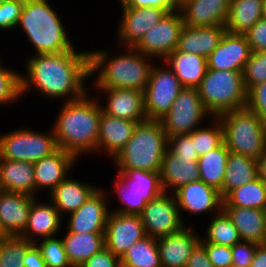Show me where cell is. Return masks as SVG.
I'll return each instance as SVG.
<instances>
[{"mask_svg": "<svg viewBox=\"0 0 266 267\" xmlns=\"http://www.w3.org/2000/svg\"><path fill=\"white\" fill-rule=\"evenodd\" d=\"M263 0H230L226 31L244 35L262 18Z\"/></svg>", "mask_w": 266, "mask_h": 267, "instance_id": "34", "label": "cell"}, {"mask_svg": "<svg viewBox=\"0 0 266 267\" xmlns=\"http://www.w3.org/2000/svg\"><path fill=\"white\" fill-rule=\"evenodd\" d=\"M53 130L47 134L28 128L13 129L0 136V159L36 162L58 150Z\"/></svg>", "mask_w": 266, "mask_h": 267, "instance_id": "9", "label": "cell"}, {"mask_svg": "<svg viewBox=\"0 0 266 267\" xmlns=\"http://www.w3.org/2000/svg\"><path fill=\"white\" fill-rule=\"evenodd\" d=\"M146 237L140 215L110 212L104 232L105 248L120 259L128 248Z\"/></svg>", "mask_w": 266, "mask_h": 267, "instance_id": "14", "label": "cell"}, {"mask_svg": "<svg viewBox=\"0 0 266 267\" xmlns=\"http://www.w3.org/2000/svg\"><path fill=\"white\" fill-rule=\"evenodd\" d=\"M62 242L73 267H79L92 255L105 248L104 233H74L66 230Z\"/></svg>", "mask_w": 266, "mask_h": 267, "instance_id": "33", "label": "cell"}, {"mask_svg": "<svg viewBox=\"0 0 266 267\" xmlns=\"http://www.w3.org/2000/svg\"><path fill=\"white\" fill-rule=\"evenodd\" d=\"M251 49L245 35L225 32L218 46L207 57V69L241 71Z\"/></svg>", "mask_w": 266, "mask_h": 267, "instance_id": "17", "label": "cell"}, {"mask_svg": "<svg viewBox=\"0 0 266 267\" xmlns=\"http://www.w3.org/2000/svg\"><path fill=\"white\" fill-rule=\"evenodd\" d=\"M106 96L102 112L109 116L141 123L146 121L144 92L126 88H95Z\"/></svg>", "mask_w": 266, "mask_h": 267, "instance_id": "18", "label": "cell"}, {"mask_svg": "<svg viewBox=\"0 0 266 267\" xmlns=\"http://www.w3.org/2000/svg\"><path fill=\"white\" fill-rule=\"evenodd\" d=\"M173 195L180 214L188 212L197 215L211 211L219 213L222 210L223 199L219 191L201 180L181 186Z\"/></svg>", "mask_w": 266, "mask_h": 267, "instance_id": "19", "label": "cell"}, {"mask_svg": "<svg viewBox=\"0 0 266 267\" xmlns=\"http://www.w3.org/2000/svg\"><path fill=\"white\" fill-rule=\"evenodd\" d=\"M110 192L97 188L78 210L68 215L67 230L74 233H104L109 216Z\"/></svg>", "mask_w": 266, "mask_h": 267, "instance_id": "16", "label": "cell"}, {"mask_svg": "<svg viewBox=\"0 0 266 267\" xmlns=\"http://www.w3.org/2000/svg\"><path fill=\"white\" fill-rule=\"evenodd\" d=\"M263 212H264L265 229H266V206L264 207Z\"/></svg>", "mask_w": 266, "mask_h": 267, "instance_id": "58", "label": "cell"}, {"mask_svg": "<svg viewBox=\"0 0 266 267\" xmlns=\"http://www.w3.org/2000/svg\"><path fill=\"white\" fill-rule=\"evenodd\" d=\"M137 124L138 122L112 117L101 112L95 152H106L114 159L131 139Z\"/></svg>", "mask_w": 266, "mask_h": 267, "instance_id": "23", "label": "cell"}, {"mask_svg": "<svg viewBox=\"0 0 266 267\" xmlns=\"http://www.w3.org/2000/svg\"><path fill=\"white\" fill-rule=\"evenodd\" d=\"M125 49L126 53L122 52L117 56H110V51L103 49L90 52V74L91 76L97 75L94 87L144 91L154 65L151 62L154 59L142 54L134 47Z\"/></svg>", "mask_w": 266, "mask_h": 267, "instance_id": "3", "label": "cell"}, {"mask_svg": "<svg viewBox=\"0 0 266 267\" xmlns=\"http://www.w3.org/2000/svg\"><path fill=\"white\" fill-rule=\"evenodd\" d=\"M200 243L204 246L208 259L214 267H232L230 246L216 245L210 242Z\"/></svg>", "mask_w": 266, "mask_h": 267, "instance_id": "47", "label": "cell"}, {"mask_svg": "<svg viewBox=\"0 0 266 267\" xmlns=\"http://www.w3.org/2000/svg\"><path fill=\"white\" fill-rule=\"evenodd\" d=\"M89 95L88 92L80 99L65 101L51 126L58 148L77 159L96 151L102 109L99 100Z\"/></svg>", "mask_w": 266, "mask_h": 267, "instance_id": "2", "label": "cell"}, {"mask_svg": "<svg viewBox=\"0 0 266 267\" xmlns=\"http://www.w3.org/2000/svg\"><path fill=\"white\" fill-rule=\"evenodd\" d=\"M79 267H121V260L107 248H103L99 253L84 261Z\"/></svg>", "mask_w": 266, "mask_h": 267, "instance_id": "50", "label": "cell"}, {"mask_svg": "<svg viewBox=\"0 0 266 267\" xmlns=\"http://www.w3.org/2000/svg\"><path fill=\"white\" fill-rule=\"evenodd\" d=\"M225 32L224 25L190 27L184 24L176 49L207 58L218 46Z\"/></svg>", "mask_w": 266, "mask_h": 267, "instance_id": "27", "label": "cell"}, {"mask_svg": "<svg viewBox=\"0 0 266 267\" xmlns=\"http://www.w3.org/2000/svg\"><path fill=\"white\" fill-rule=\"evenodd\" d=\"M183 25L180 10L169 12L145 33L134 48L146 56L164 60L177 48Z\"/></svg>", "mask_w": 266, "mask_h": 267, "instance_id": "13", "label": "cell"}, {"mask_svg": "<svg viewBox=\"0 0 266 267\" xmlns=\"http://www.w3.org/2000/svg\"><path fill=\"white\" fill-rule=\"evenodd\" d=\"M33 244L20 236L0 239V267H24L22 260Z\"/></svg>", "mask_w": 266, "mask_h": 267, "instance_id": "39", "label": "cell"}, {"mask_svg": "<svg viewBox=\"0 0 266 267\" xmlns=\"http://www.w3.org/2000/svg\"><path fill=\"white\" fill-rule=\"evenodd\" d=\"M24 267H46L45 261L41 255L40 250L33 244L27 251L23 258Z\"/></svg>", "mask_w": 266, "mask_h": 267, "instance_id": "53", "label": "cell"}, {"mask_svg": "<svg viewBox=\"0 0 266 267\" xmlns=\"http://www.w3.org/2000/svg\"><path fill=\"white\" fill-rule=\"evenodd\" d=\"M24 6V0H10L0 4V29L12 30L17 28Z\"/></svg>", "mask_w": 266, "mask_h": 267, "instance_id": "44", "label": "cell"}, {"mask_svg": "<svg viewBox=\"0 0 266 267\" xmlns=\"http://www.w3.org/2000/svg\"><path fill=\"white\" fill-rule=\"evenodd\" d=\"M17 27L23 30L36 55L62 53L74 48L60 15L48 0H24Z\"/></svg>", "mask_w": 266, "mask_h": 267, "instance_id": "4", "label": "cell"}, {"mask_svg": "<svg viewBox=\"0 0 266 267\" xmlns=\"http://www.w3.org/2000/svg\"><path fill=\"white\" fill-rule=\"evenodd\" d=\"M96 189L94 185L67 176L48 196L63 218V213L71 214L78 210Z\"/></svg>", "mask_w": 266, "mask_h": 267, "instance_id": "31", "label": "cell"}, {"mask_svg": "<svg viewBox=\"0 0 266 267\" xmlns=\"http://www.w3.org/2000/svg\"><path fill=\"white\" fill-rule=\"evenodd\" d=\"M258 178L257 160L229 152L226 173L219 193L224 199L232 190Z\"/></svg>", "mask_w": 266, "mask_h": 267, "instance_id": "32", "label": "cell"}, {"mask_svg": "<svg viewBox=\"0 0 266 267\" xmlns=\"http://www.w3.org/2000/svg\"><path fill=\"white\" fill-rule=\"evenodd\" d=\"M0 191H2V186H1V178H0Z\"/></svg>", "mask_w": 266, "mask_h": 267, "instance_id": "61", "label": "cell"}, {"mask_svg": "<svg viewBox=\"0 0 266 267\" xmlns=\"http://www.w3.org/2000/svg\"><path fill=\"white\" fill-rule=\"evenodd\" d=\"M183 87L198 88L207 70V58L175 49L164 60Z\"/></svg>", "mask_w": 266, "mask_h": 267, "instance_id": "30", "label": "cell"}, {"mask_svg": "<svg viewBox=\"0 0 266 267\" xmlns=\"http://www.w3.org/2000/svg\"><path fill=\"white\" fill-rule=\"evenodd\" d=\"M122 7V17L118 24L117 38L120 44L125 47H135L143 38L145 33L168 13L160 7L135 8L128 7L120 1Z\"/></svg>", "mask_w": 266, "mask_h": 267, "instance_id": "15", "label": "cell"}, {"mask_svg": "<svg viewBox=\"0 0 266 267\" xmlns=\"http://www.w3.org/2000/svg\"><path fill=\"white\" fill-rule=\"evenodd\" d=\"M77 158L63 149L33 163L36 192L47 189L52 192L71 172ZM70 171V172H69Z\"/></svg>", "mask_w": 266, "mask_h": 267, "instance_id": "22", "label": "cell"}, {"mask_svg": "<svg viewBox=\"0 0 266 267\" xmlns=\"http://www.w3.org/2000/svg\"><path fill=\"white\" fill-rule=\"evenodd\" d=\"M168 137L159 120L137 124L131 139L112 160L116 169L161 171Z\"/></svg>", "mask_w": 266, "mask_h": 267, "instance_id": "5", "label": "cell"}, {"mask_svg": "<svg viewBox=\"0 0 266 267\" xmlns=\"http://www.w3.org/2000/svg\"><path fill=\"white\" fill-rule=\"evenodd\" d=\"M190 0H171L173 6L179 10L180 8H182L187 2H189Z\"/></svg>", "mask_w": 266, "mask_h": 267, "instance_id": "56", "label": "cell"}, {"mask_svg": "<svg viewBox=\"0 0 266 267\" xmlns=\"http://www.w3.org/2000/svg\"><path fill=\"white\" fill-rule=\"evenodd\" d=\"M249 42L251 52L266 51V20L259 19L247 32L244 34Z\"/></svg>", "mask_w": 266, "mask_h": 267, "instance_id": "49", "label": "cell"}, {"mask_svg": "<svg viewBox=\"0 0 266 267\" xmlns=\"http://www.w3.org/2000/svg\"><path fill=\"white\" fill-rule=\"evenodd\" d=\"M250 267H266V244L256 248Z\"/></svg>", "mask_w": 266, "mask_h": 267, "instance_id": "54", "label": "cell"}, {"mask_svg": "<svg viewBox=\"0 0 266 267\" xmlns=\"http://www.w3.org/2000/svg\"><path fill=\"white\" fill-rule=\"evenodd\" d=\"M35 198L23 193L0 191V228L4 236L23 234Z\"/></svg>", "mask_w": 266, "mask_h": 267, "instance_id": "20", "label": "cell"}, {"mask_svg": "<svg viewBox=\"0 0 266 267\" xmlns=\"http://www.w3.org/2000/svg\"><path fill=\"white\" fill-rule=\"evenodd\" d=\"M230 152L258 159L266 151V122L247 107L218 116Z\"/></svg>", "mask_w": 266, "mask_h": 267, "instance_id": "6", "label": "cell"}, {"mask_svg": "<svg viewBox=\"0 0 266 267\" xmlns=\"http://www.w3.org/2000/svg\"><path fill=\"white\" fill-rule=\"evenodd\" d=\"M157 65H153L143 91L147 120H160L172 108L183 88L178 77L165 63L164 66Z\"/></svg>", "mask_w": 266, "mask_h": 267, "instance_id": "11", "label": "cell"}, {"mask_svg": "<svg viewBox=\"0 0 266 267\" xmlns=\"http://www.w3.org/2000/svg\"><path fill=\"white\" fill-rule=\"evenodd\" d=\"M0 178L3 191L36 197L33 162L0 159Z\"/></svg>", "mask_w": 266, "mask_h": 267, "instance_id": "29", "label": "cell"}, {"mask_svg": "<svg viewBox=\"0 0 266 267\" xmlns=\"http://www.w3.org/2000/svg\"><path fill=\"white\" fill-rule=\"evenodd\" d=\"M207 116L212 117L202 103L198 88L183 87L172 108L159 121L170 137L192 133Z\"/></svg>", "mask_w": 266, "mask_h": 267, "instance_id": "10", "label": "cell"}, {"mask_svg": "<svg viewBox=\"0 0 266 267\" xmlns=\"http://www.w3.org/2000/svg\"><path fill=\"white\" fill-rule=\"evenodd\" d=\"M172 153L185 158H199L194 147V131L168 137V147Z\"/></svg>", "mask_w": 266, "mask_h": 267, "instance_id": "45", "label": "cell"}, {"mask_svg": "<svg viewBox=\"0 0 266 267\" xmlns=\"http://www.w3.org/2000/svg\"><path fill=\"white\" fill-rule=\"evenodd\" d=\"M163 192L160 196L147 202L140 214L146 236L160 238L178 232L186 226L180 214L175 196Z\"/></svg>", "mask_w": 266, "mask_h": 267, "instance_id": "12", "label": "cell"}, {"mask_svg": "<svg viewBox=\"0 0 266 267\" xmlns=\"http://www.w3.org/2000/svg\"><path fill=\"white\" fill-rule=\"evenodd\" d=\"M222 210L237 228L242 241L253 242L258 245L266 244L263 210L235 206H222Z\"/></svg>", "mask_w": 266, "mask_h": 267, "instance_id": "28", "label": "cell"}, {"mask_svg": "<svg viewBox=\"0 0 266 267\" xmlns=\"http://www.w3.org/2000/svg\"><path fill=\"white\" fill-rule=\"evenodd\" d=\"M198 91L212 117L246 107L247 91L241 71L207 69Z\"/></svg>", "mask_w": 266, "mask_h": 267, "instance_id": "7", "label": "cell"}, {"mask_svg": "<svg viewBox=\"0 0 266 267\" xmlns=\"http://www.w3.org/2000/svg\"><path fill=\"white\" fill-rule=\"evenodd\" d=\"M24 69L27 74H21V95L35 88L48 99L74 101L88 92L85 81L91 77L90 51L79 52L74 47L62 53L29 56Z\"/></svg>", "mask_w": 266, "mask_h": 267, "instance_id": "1", "label": "cell"}, {"mask_svg": "<svg viewBox=\"0 0 266 267\" xmlns=\"http://www.w3.org/2000/svg\"><path fill=\"white\" fill-rule=\"evenodd\" d=\"M209 127H199L194 130V147L198 157L219 147L223 142V127L219 117H211Z\"/></svg>", "mask_w": 266, "mask_h": 267, "instance_id": "40", "label": "cell"}, {"mask_svg": "<svg viewBox=\"0 0 266 267\" xmlns=\"http://www.w3.org/2000/svg\"><path fill=\"white\" fill-rule=\"evenodd\" d=\"M213 213V218L208 223L209 226L205 231V239L201 238L200 242H210L230 247L241 242L240 234L228 215L223 210L216 215L215 212Z\"/></svg>", "mask_w": 266, "mask_h": 267, "instance_id": "38", "label": "cell"}, {"mask_svg": "<svg viewBox=\"0 0 266 267\" xmlns=\"http://www.w3.org/2000/svg\"><path fill=\"white\" fill-rule=\"evenodd\" d=\"M128 7L144 8V7H160L168 13L177 10L171 0H122Z\"/></svg>", "mask_w": 266, "mask_h": 267, "instance_id": "52", "label": "cell"}, {"mask_svg": "<svg viewBox=\"0 0 266 267\" xmlns=\"http://www.w3.org/2000/svg\"><path fill=\"white\" fill-rule=\"evenodd\" d=\"M40 240H42L40 244L38 242L34 244L40 250L46 267H73L68 260L62 238L55 236Z\"/></svg>", "mask_w": 266, "mask_h": 267, "instance_id": "41", "label": "cell"}, {"mask_svg": "<svg viewBox=\"0 0 266 267\" xmlns=\"http://www.w3.org/2000/svg\"><path fill=\"white\" fill-rule=\"evenodd\" d=\"M186 267H214L208 259L204 246L200 242L193 249Z\"/></svg>", "mask_w": 266, "mask_h": 267, "instance_id": "51", "label": "cell"}, {"mask_svg": "<svg viewBox=\"0 0 266 267\" xmlns=\"http://www.w3.org/2000/svg\"><path fill=\"white\" fill-rule=\"evenodd\" d=\"M120 260L121 267H162L157 238L146 236L137 241Z\"/></svg>", "mask_w": 266, "mask_h": 267, "instance_id": "37", "label": "cell"}, {"mask_svg": "<svg viewBox=\"0 0 266 267\" xmlns=\"http://www.w3.org/2000/svg\"><path fill=\"white\" fill-rule=\"evenodd\" d=\"M229 152L223 142L219 147L209 151L198 159L200 180L216 188L218 191L223 185Z\"/></svg>", "mask_w": 266, "mask_h": 267, "instance_id": "35", "label": "cell"}, {"mask_svg": "<svg viewBox=\"0 0 266 267\" xmlns=\"http://www.w3.org/2000/svg\"><path fill=\"white\" fill-rule=\"evenodd\" d=\"M61 226L62 217L53 203L51 201L41 203L36 197L32 201L27 225L20 237L35 243L39 237L41 239L55 237L60 232Z\"/></svg>", "mask_w": 266, "mask_h": 267, "instance_id": "25", "label": "cell"}, {"mask_svg": "<svg viewBox=\"0 0 266 267\" xmlns=\"http://www.w3.org/2000/svg\"><path fill=\"white\" fill-rule=\"evenodd\" d=\"M246 107L266 122V81L252 86L247 91Z\"/></svg>", "mask_w": 266, "mask_h": 267, "instance_id": "46", "label": "cell"}, {"mask_svg": "<svg viewBox=\"0 0 266 267\" xmlns=\"http://www.w3.org/2000/svg\"><path fill=\"white\" fill-rule=\"evenodd\" d=\"M3 237H5V236L3 235V232H2V230L0 228V239H2Z\"/></svg>", "mask_w": 266, "mask_h": 267, "instance_id": "59", "label": "cell"}, {"mask_svg": "<svg viewBox=\"0 0 266 267\" xmlns=\"http://www.w3.org/2000/svg\"><path fill=\"white\" fill-rule=\"evenodd\" d=\"M253 242L241 241L231 247L232 267H250L256 248Z\"/></svg>", "mask_w": 266, "mask_h": 267, "instance_id": "48", "label": "cell"}, {"mask_svg": "<svg viewBox=\"0 0 266 267\" xmlns=\"http://www.w3.org/2000/svg\"><path fill=\"white\" fill-rule=\"evenodd\" d=\"M258 177L266 183V151L257 159Z\"/></svg>", "mask_w": 266, "mask_h": 267, "instance_id": "55", "label": "cell"}, {"mask_svg": "<svg viewBox=\"0 0 266 267\" xmlns=\"http://www.w3.org/2000/svg\"><path fill=\"white\" fill-rule=\"evenodd\" d=\"M262 18L266 20V0H263L262 4Z\"/></svg>", "mask_w": 266, "mask_h": 267, "instance_id": "57", "label": "cell"}, {"mask_svg": "<svg viewBox=\"0 0 266 267\" xmlns=\"http://www.w3.org/2000/svg\"><path fill=\"white\" fill-rule=\"evenodd\" d=\"M192 229L186 225L178 232L157 238L162 267H186L193 249L201 240Z\"/></svg>", "mask_w": 266, "mask_h": 267, "instance_id": "21", "label": "cell"}, {"mask_svg": "<svg viewBox=\"0 0 266 267\" xmlns=\"http://www.w3.org/2000/svg\"><path fill=\"white\" fill-rule=\"evenodd\" d=\"M0 64V107L21 99V73ZM20 98V99H19Z\"/></svg>", "mask_w": 266, "mask_h": 267, "instance_id": "42", "label": "cell"}, {"mask_svg": "<svg viewBox=\"0 0 266 267\" xmlns=\"http://www.w3.org/2000/svg\"><path fill=\"white\" fill-rule=\"evenodd\" d=\"M6 1H10V0H0V4Z\"/></svg>", "mask_w": 266, "mask_h": 267, "instance_id": "60", "label": "cell"}, {"mask_svg": "<svg viewBox=\"0 0 266 267\" xmlns=\"http://www.w3.org/2000/svg\"><path fill=\"white\" fill-rule=\"evenodd\" d=\"M113 191L121 202L116 213L140 215L147 202L160 196L164 191L160 171L140 169H118ZM124 205V206H123Z\"/></svg>", "mask_w": 266, "mask_h": 267, "instance_id": "8", "label": "cell"}, {"mask_svg": "<svg viewBox=\"0 0 266 267\" xmlns=\"http://www.w3.org/2000/svg\"><path fill=\"white\" fill-rule=\"evenodd\" d=\"M243 83L246 91L252 86L266 81V51L251 52L243 68Z\"/></svg>", "mask_w": 266, "mask_h": 267, "instance_id": "43", "label": "cell"}, {"mask_svg": "<svg viewBox=\"0 0 266 267\" xmlns=\"http://www.w3.org/2000/svg\"><path fill=\"white\" fill-rule=\"evenodd\" d=\"M222 206L257 208L266 206V183L259 177L232 190L224 199Z\"/></svg>", "mask_w": 266, "mask_h": 267, "instance_id": "36", "label": "cell"}, {"mask_svg": "<svg viewBox=\"0 0 266 267\" xmlns=\"http://www.w3.org/2000/svg\"><path fill=\"white\" fill-rule=\"evenodd\" d=\"M198 159L178 156L167 148L160 171L163 191L170 192L173 190L171 193H174L181 186L199 181Z\"/></svg>", "mask_w": 266, "mask_h": 267, "instance_id": "24", "label": "cell"}, {"mask_svg": "<svg viewBox=\"0 0 266 267\" xmlns=\"http://www.w3.org/2000/svg\"><path fill=\"white\" fill-rule=\"evenodd\" d=\"M230 0H190L179 10L183 22L190 27L226 24Z\"/></svg>", "mask_w": 266, "mask_h": 267, "instance_id": "26", "label": "cell"}]
</instances>
